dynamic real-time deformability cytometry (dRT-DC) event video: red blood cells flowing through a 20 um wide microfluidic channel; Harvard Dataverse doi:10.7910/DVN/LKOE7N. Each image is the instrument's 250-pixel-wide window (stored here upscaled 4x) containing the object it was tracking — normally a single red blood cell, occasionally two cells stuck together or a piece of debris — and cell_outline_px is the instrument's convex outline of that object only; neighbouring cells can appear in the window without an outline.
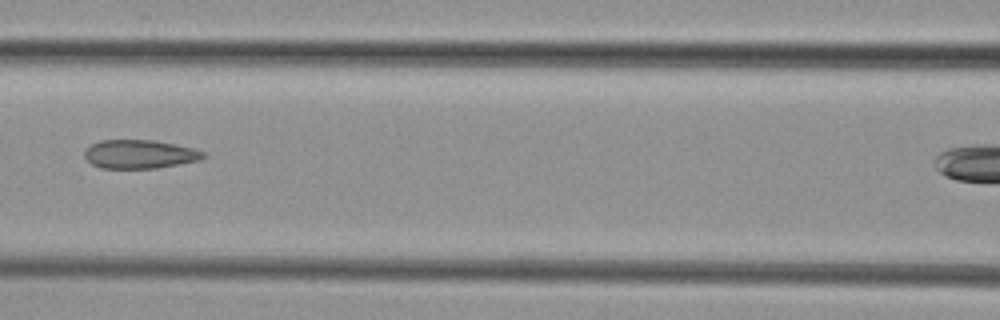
{"species": "common noctule bat (a hibernating species)", "species_latin": "Nyctalus noctula", "temperature_condition": "cold", "stored_images_in_passage": 6, "camera_frame_rate_fps": 3000, "um_per_image_px": 0.085, "animal": {"sex": "female", "body_mass_g": 29.2, "forearm_length_mm": 56.3}, "frame": {"image": 1, "passage_image": 5, "time_ms": 5.667, "image_size_px": [1000, 320], "cell_outline_px": [[208, 156], [200, 160], [156, 168], [100, 168], [92, 164], [84, 156], [84, 148], [100, 140], [152, 140], [176, 144], [192, 148], [204, 152]], "centroid_in_image_um": [11.86, 13.1], "position_along_channel_um": 154.7, "area_um2": 19.88}}
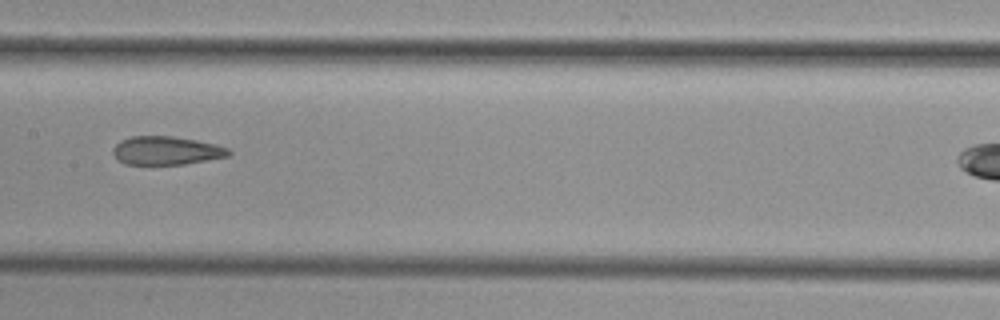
{"frame": {"image": 2, "passage_image": 6, "time_ms": 6.667, "image_size_px": [1000, 320], "cell_outline_px": [[232, 152], [228, 156], [184, 164], [124, 164], [112, 152], [112, 148], [120, 140], [132, 136], [172, 136], [196, 140], [216, 144], [228, 148]], "centroid_in_image_um": [14.13, 12.79], "position_along_channel_um": 193.3, "area_um2": 19.07}}